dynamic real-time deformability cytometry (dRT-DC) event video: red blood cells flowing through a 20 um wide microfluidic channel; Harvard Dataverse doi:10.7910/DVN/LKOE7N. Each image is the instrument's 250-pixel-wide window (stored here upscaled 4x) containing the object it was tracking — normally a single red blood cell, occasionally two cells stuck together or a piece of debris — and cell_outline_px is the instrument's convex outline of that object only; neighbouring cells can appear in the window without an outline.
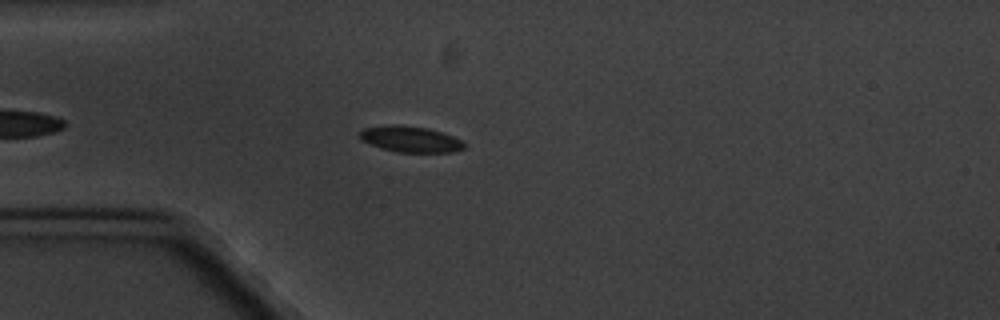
{"species": "common noctule bat (a hibernating species)", "species_latin": "Nyctalus noctula", "temperature_condition": "cold", "stored_images_in_passage": 5, "camera_frame_rate_fps": 3000, "um_per_image_px": 0.085, "animal": {"sex": "male", "body_mass_g": 20.1, "forearm_length_mm": 53.5}, "frame": {"image": 1, "passage_image": 5, "time_ms": 4.667, "image_size_px": [1000, 320], "cell_outline_px": [[464, 148], [452, 152], [396, 152], [380, 148], [360, 140], [356, 136], [364, 128], [396, 124], [400, 124], [428, 128], [452, 136], [460, 140], [464, 144]], "centroid_in_image_um": [34.82, 11.83], "position_along_channel_um": 50.2, "area_um2": 15.84}}